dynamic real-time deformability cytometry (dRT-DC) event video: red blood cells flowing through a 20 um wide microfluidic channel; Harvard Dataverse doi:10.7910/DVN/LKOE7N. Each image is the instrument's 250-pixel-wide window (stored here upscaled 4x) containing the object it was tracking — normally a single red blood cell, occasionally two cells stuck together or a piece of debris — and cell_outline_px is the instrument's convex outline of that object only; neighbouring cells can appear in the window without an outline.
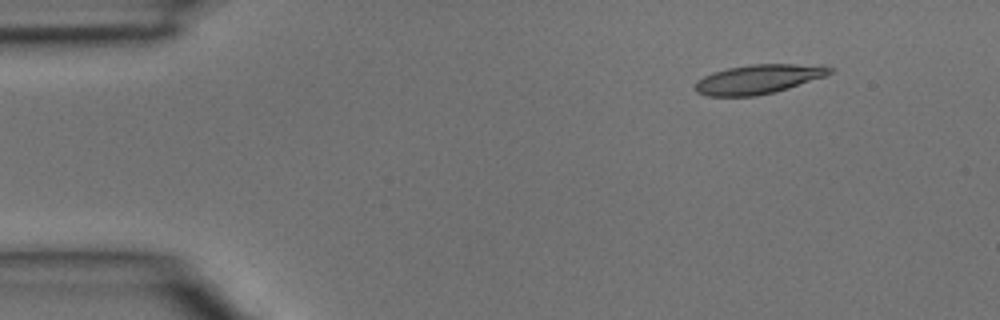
{"species": "common noctule bat (a hibernating species)", "species_latin": "Nyctalus noctula", "temperature_condition": "room temperature", "stored_images_in_passage": 37, "camera_frame_rate_fps": 3000, "um_per_image_px": 0.085, "animal": {"sex": "male", "body_mass_g": 15.6}, "frame": {"image": 1, "passage_image": 1, "time_ms": 0.0, "image_size_px": [1000, 320], "cell_outline_px": [[832, 72], [824, 76], [776, 92], [756, 96], [708, 96], [696, 92], [696, 80], [712, 72], [728, 68], [752, 64], [824, 64], [832, 68]], "centroid_in_image_um": [64.47, 6.72], "position_along_channel_um": 20.5, "area_um2": 23.0}}
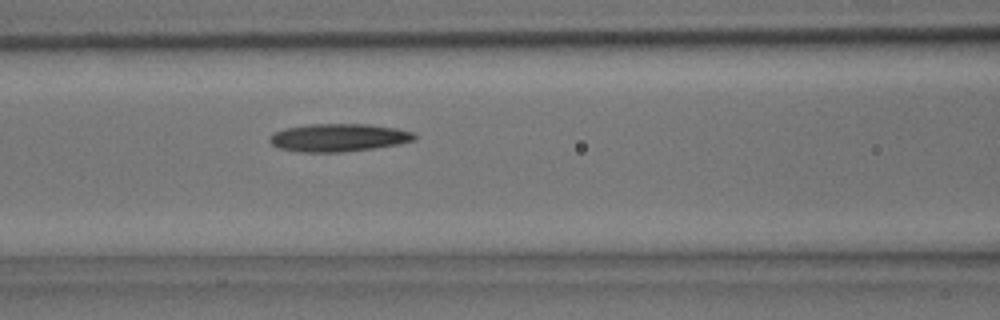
{"frame": {"image": 2, "passage_image": 13, "time_ms": 4.0, "image_size_px": [1000, 320], "cell_outline_px": [[416, 140], [376, 148], [344, 152], [300, 152], [280, 148], [272, 144], [268, 140], [268, 136], [272, 132], [284, 128], [308, 124], [368, 124], [396, 128], [412, 132], [416, 136]], "centroid_in_image_um": [28.73, 11.69], "position_along_channel_um": 137.9, "area_um2": 23.7}}
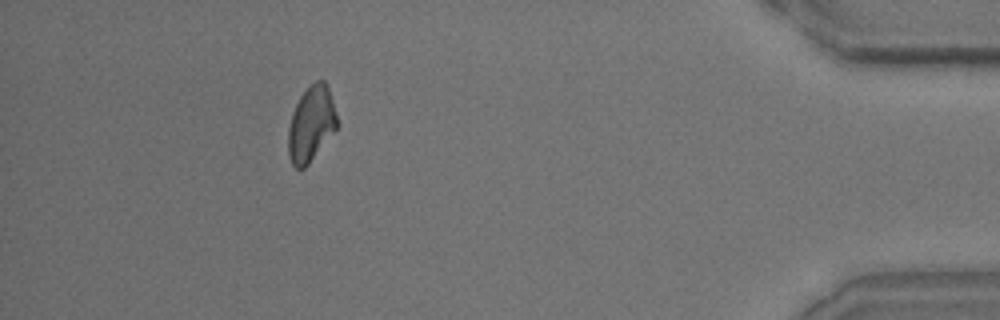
{"frame": {"image": 3, "passage_image": 33, "time_ms": 10.667, "image_size_px": [1000, 320], "cell_outline_px": [[336, 128], [308, 164], [304, 168], [296, 168], [292, 164], [288, 156], [288, 128], [292, 112], [300, 96], [316, 80], [324, 80], [328, 88], [336, 116]], "centroid_in_image_um": [26.4, 10.55], "position_along_channel_um": 408.8, "area_um2": 20.87}}